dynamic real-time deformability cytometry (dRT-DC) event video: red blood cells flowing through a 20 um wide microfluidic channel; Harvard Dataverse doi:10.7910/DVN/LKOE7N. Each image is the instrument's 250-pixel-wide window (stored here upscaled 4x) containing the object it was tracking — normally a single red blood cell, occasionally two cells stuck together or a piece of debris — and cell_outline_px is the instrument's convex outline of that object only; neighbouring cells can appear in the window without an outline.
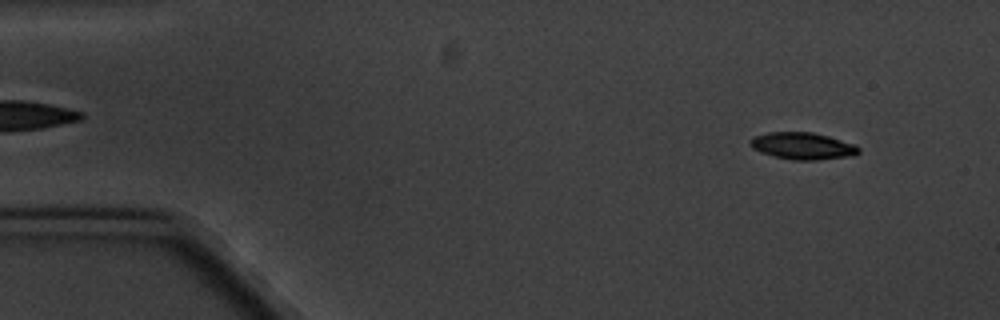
{"species": "common noctule bat (a hibernating species)", "species_latin": "Nyctalus noctula", "temperature_condition": "cold", "stored_images_in_passage": 4, "camera_frame_rate_fps": 3000, "um_per_image_px": 0.085, "animal": {"sex": "male", "body_mass_g": 20.1, "forearm_length_mm": 53.5}, "frame": {"image": 1, "passage_image": 1, "time_ms": 0.0, "image_size_px": [1000, 320], "cell_outline_px": [[860, 152], [856, 156], [816, 160], [792, 160], [776, 156], [752, 148], [748, 140], [752, 136], [768, 132], [812, 132], [828, 136], [856, 144], [860, 148]], "centroid_in_image_um": [68.27, 12.4], "position_along_channel_um": 16.7, "area_um2": 17.17}}
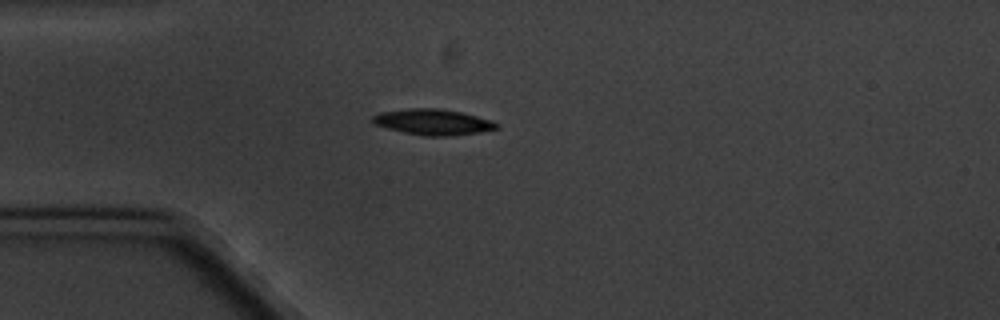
{"frame": {"image": 2, "passage_image": 4, "time_ms": 3.333, "image_size_px": [1000, 320], "cell_outline_px": [[500, 128], [480, 132], [448, 136], [424, 136], [404, 132], [388, 128], [376, 124], [372, 120], [372, 116], [380, 112], [408, 108], [440, 108], [460, 112], [492, 120], [500, 124]], "centroid_in_image_um": [36.84, 10.37], "position_along_channel_um": 48.2, "area_um2": 18.61}}